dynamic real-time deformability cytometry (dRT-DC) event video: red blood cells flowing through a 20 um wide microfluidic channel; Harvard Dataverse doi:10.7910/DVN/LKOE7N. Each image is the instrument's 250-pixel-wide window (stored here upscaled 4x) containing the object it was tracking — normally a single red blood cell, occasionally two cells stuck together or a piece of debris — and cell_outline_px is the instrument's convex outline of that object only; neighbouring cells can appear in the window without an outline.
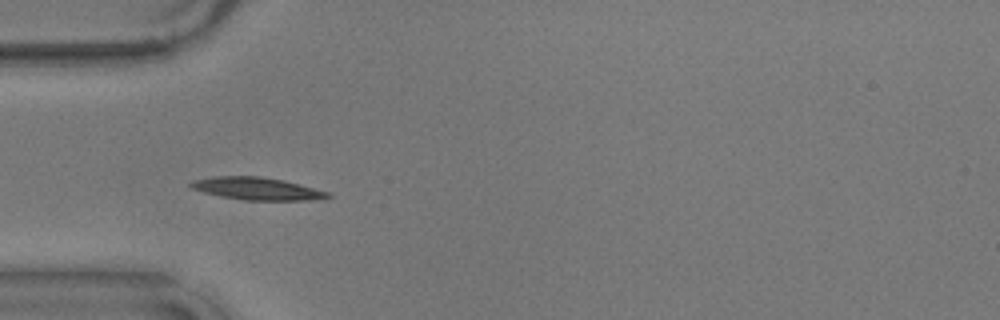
{"species": "common noctule bat (a hibernating species)", "species_latin": "Nyctalus noctula", "temperature_condition": "warm", "stored_images_in_passage": 10, "camera_frame_rate_fps": 3000, "um_per_image_px": 0.085, "animal": {"sex": "male", "body_mass_g": 17.9}, "frame": {"image": 1, "passage_image": 6, "time_ms": 1.667, "image_size_px": [1000, 320], "cell_outline_px": [[332, 196], [308, 200], [244, 200], [220, 196], [204, 192], [192, 188], [188, 184], [192, 180], [216, 176], [260, 176], [284, 180], [328, 192]], "centroid_in_image_um": [21.79, 16.02], "position_along_channel_um": 63.2, "area_um2": 17.74}}